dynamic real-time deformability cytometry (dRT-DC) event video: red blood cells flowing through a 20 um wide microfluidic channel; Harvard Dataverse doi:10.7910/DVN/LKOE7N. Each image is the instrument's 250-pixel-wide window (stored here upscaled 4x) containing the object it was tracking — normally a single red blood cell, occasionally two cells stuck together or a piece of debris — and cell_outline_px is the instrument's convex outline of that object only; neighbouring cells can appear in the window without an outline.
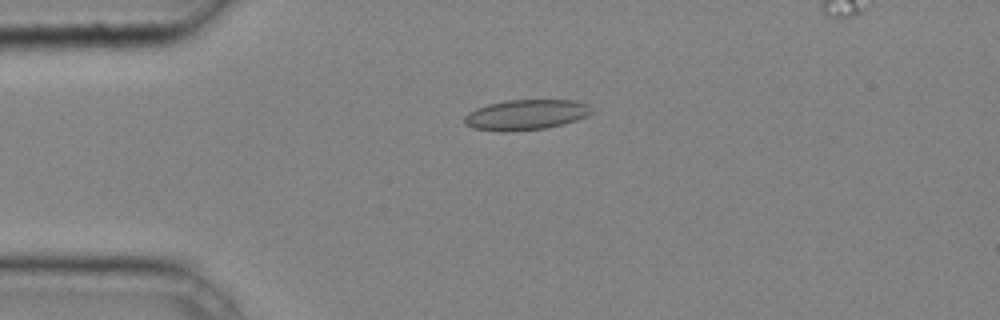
{"species": "common noctule bat (a hibernating species)", "species_latin": "Nyctalus noctula", "temperature_condition": "cold", "stored_images_in_passage": 42, "camera_frame_rate_fps": 3000, "um_per_image_px": 0.085, "animal": {"sex": "male", "body_mass_g": 20.4}, "frame": {"image": 1, "passage_image": 11, "time_ms": 3.333, "image_size_px": [1000, 320], "cell_outline_px": [[592, 112], [576, 120], [564, 124], [544, 128], [508, 132], [504, 132], [472, 128], [464, 124], [464, 116], [468, 112], [476, 108], [488, 104], [508, 100], [576, 100], [588, 104], [592, 108]], "centroid_in_image_um": [44.68, 9.75], "position_along_channel_um": 40.3, "area_um2": 22.54}}
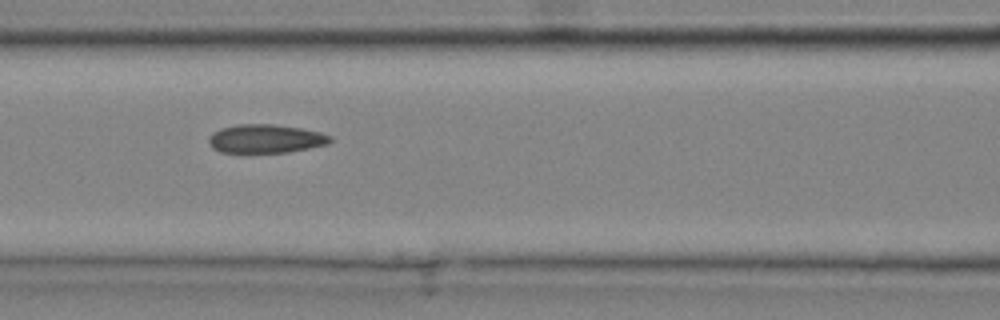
{"frame": {"image": 2, "passage_image": 20, "time_ms": 6.333, "image_size_px": [1000, 320], "cell_outline_px": [[332, 140], [328, 144], [288, 152], [220, 152], [212, 148], [208, 144], [208, 136], [212, 132], [220, 128], [236, 124], [272, 124], [300, 128], [320, 132], [332, 136]], "centroid_in_image_um": [22.54, 11.78], "position_along_channel_um": 144.1, "area_um2": 20.35}}
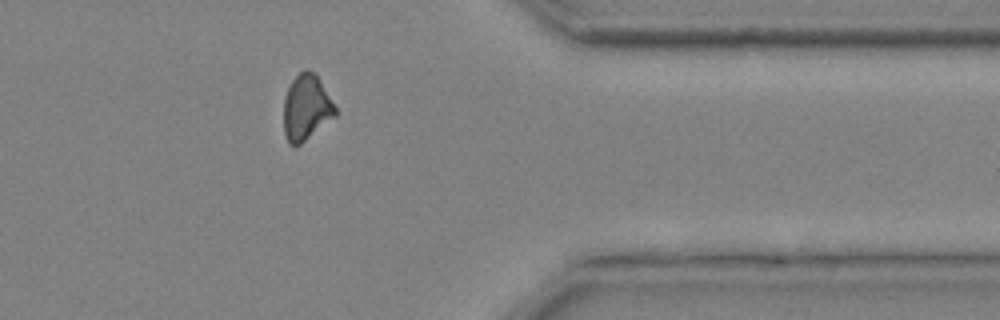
{"frame": {"image": 3, "passage_image": 38, "time_ms": 12.333, "image_size_px": [1000, 320], "cell_outline_px": [[336, 116], [300, 144], [288, 144], [284, 132], [284, 96], [292, 80], [304, 68], [308, 68], [316, 76], [336, 108]], "centroid_in_image_um": [26.01, 9.15], "position_along_channel_um": 385.4, "area_um2": 19.36}, "authors_computed_cell_mechanics": {"area_um2": 20.7213, "velocity_mm_per_s": 4.2674, "shape_relaxation_time_tau1_ms": 6.2805, "shape_relaxation_time_tau2_ms": 2.9829, "deformation_change_tau1": 0.1041, "deformation_change_tau2": 0.1059}}